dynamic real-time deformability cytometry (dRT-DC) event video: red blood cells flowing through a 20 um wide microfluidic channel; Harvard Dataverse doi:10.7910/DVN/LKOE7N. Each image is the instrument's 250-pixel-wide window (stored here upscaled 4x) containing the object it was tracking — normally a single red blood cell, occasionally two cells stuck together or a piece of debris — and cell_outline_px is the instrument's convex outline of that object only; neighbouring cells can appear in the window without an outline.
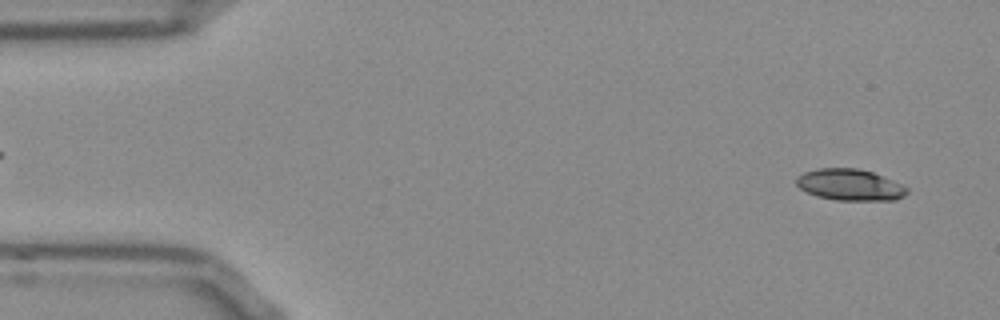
{"species": "Egyptian fruit bat (a non-hibernating species)", "species_latin": "Rousettus aegyptiacus", "temperature_condition": "room temperature", "stored_images_in_passage": 52, "camera_frame_rate_fps": 3000, "um_per_image_px": 0.085, "frame": {"image": 1, "passage_image": 3, "time_ms": 0.667, "image_size_px": [1000, 320], "cell_outline_px": [[908, 192], [904, 196], [896, 200], [836, 200], [816, 196], [800, 188], [796, 184], [796, 176], [804, 172], [816, 168], [856, 168], [872, 172], [892, 180], [908, 188]], "centroid_in_image_um": [72.22, 15.71], "position_along_channel_um": 12.8, "area_um2": 20.23}}
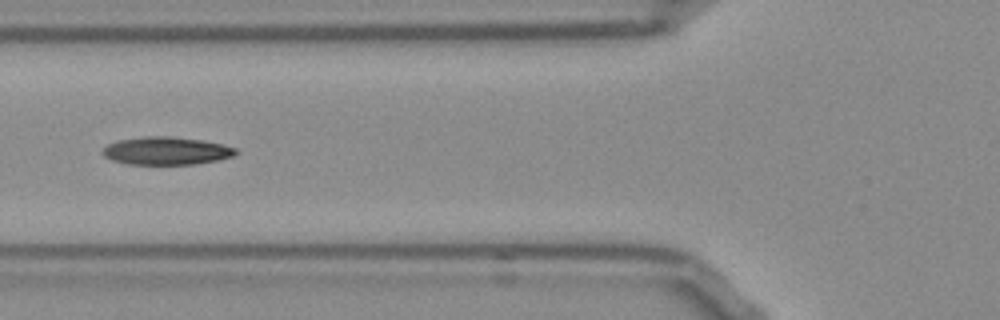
{"frame": {"image": 2, "passage_image": 19, "time_ms": 6.0, "image_size_px": [1000, 320], "cell_outline_px": [[240, 152], [232, 156], [216, 160], [196, 164], [128, 164], [112, 160], [104, 156], [100, 152], [108, 144], [116, 140], [144, 136], [172, 136], [204, 140], [224, 144], [236, 148]], "centroid_in_image_um": [14.14, 12.81], "position_along_channel_um": 111.7, "area_um2": 21.85}}
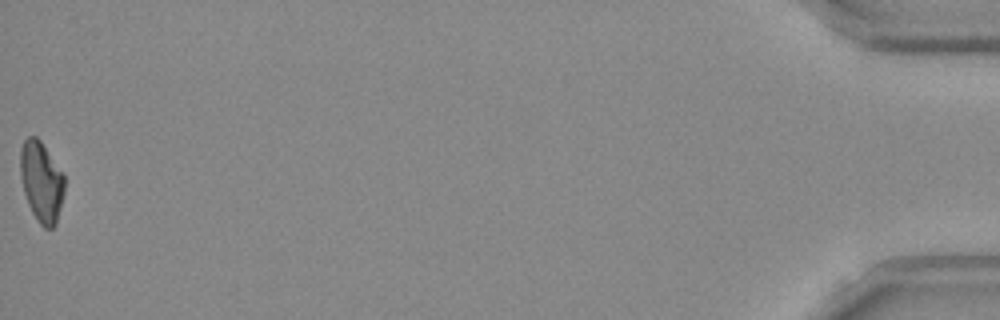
{"frame": {"image": 3, "passage_image": 52, "time_ms": 17.0, "image_size_px": [1000, 320], "cell_outline_px": [[64, 192], [56, 224], [52, 228], [44, 228], [40, 224], [32, 212], [28, 204], [24, 192], [20, 176], [20, 152], [24, 140], [28, 136], [36, 136], [40, 140], [64, 176]], "centroid_in_image_um": [3.5, 15.45], "position_along_channel_um": 431.7, "area_um2": 20.46}, "authors_computed_cell_mechanics": {"area_um2": 20.9525, "velocity_mm_per_s": 3.8619, "shape_relaxation_time_tau1_ms": null, "shape_relaxation_time_tau2_ms": 7.6536, "deformation_change_tau1": null, "deformation_change_tau2": 0.1594}}